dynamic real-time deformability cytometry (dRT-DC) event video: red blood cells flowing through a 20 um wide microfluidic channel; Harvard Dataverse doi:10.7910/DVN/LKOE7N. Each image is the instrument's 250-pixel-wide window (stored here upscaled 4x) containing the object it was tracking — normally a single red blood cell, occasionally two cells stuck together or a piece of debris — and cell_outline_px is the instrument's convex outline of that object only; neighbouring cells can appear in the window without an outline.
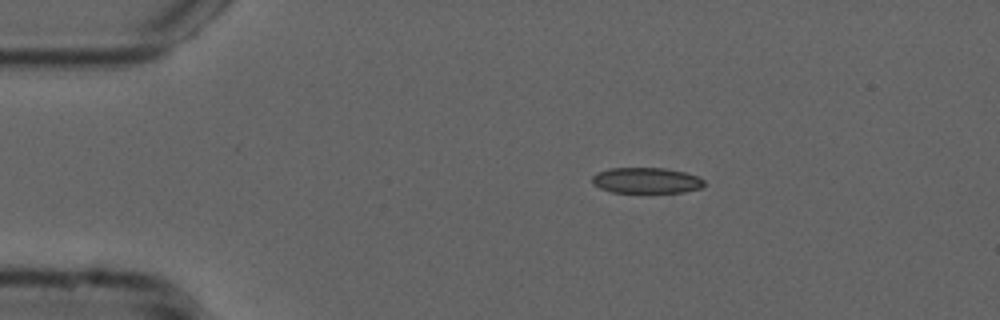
{"species": "common noctule bat (a hibernating species)", "species_latin": "Nyctalus noctula", "temperature_condition": "cold", "stored_images_in_passage": 46, "camera_frame_rate_fps": 3000, "um_per_image_px": 0.085, "animal": {"sex": "male", "forearm_length_mm": 52.5}, "frame": {"image": 1, "passage_image": 1, "time_ms": 0.0, "image_size_px": [1000, 320], "cell_outline_px": [[704, 184], [700, 188], [684, 192], [612, 192], [600, 188], [592, 184], [592, 176], [608, 168], [664, 168], [684, 172], [696, 176], [704, 180]], "centroid_in_image_um": [54.92, 15.34], "position_along_channel_um": 30.1, "area_um2": 16.65}}
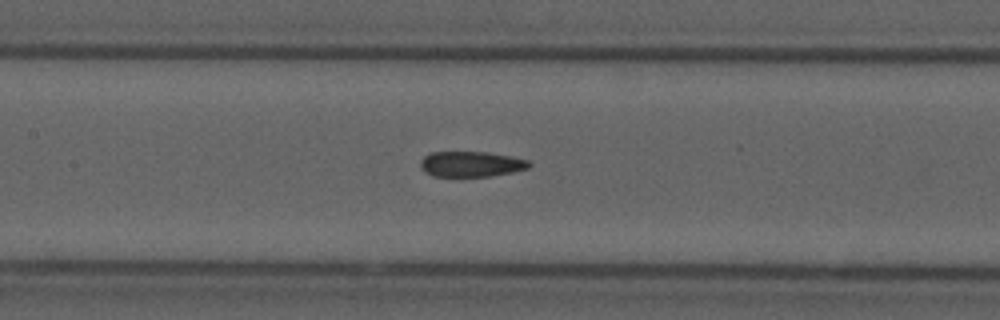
{"frame": {"image": 2, "passage_image": 16, "time_ms": 5.0, "image_size_px": [1000, 320], "cell_outline_px": [[532, 164], [528, 168], [512, 172], [488, 176], [432, 176], [424, 172], [420, 168], [420, 160], [424, 156], [432, 152], [488, 152], [528, 160]], "centroid_in_image_um": [40.0, 13.94], "position_along_channel_um": 167.4, "area_um2": 16.07}}
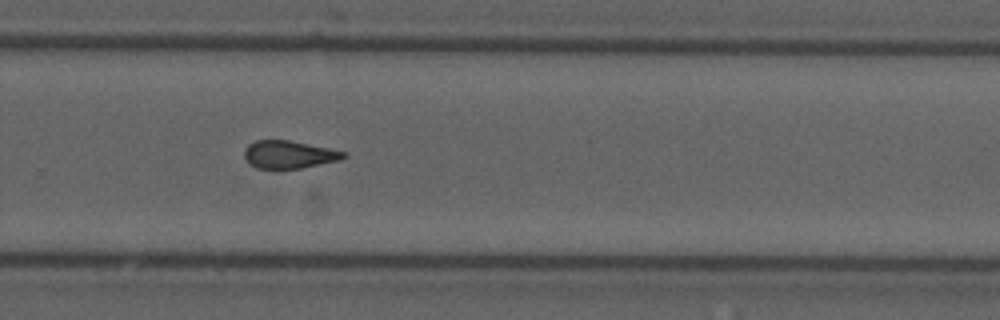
{"frame": {"image": 3, "passage_image": 27, "time_ms": 8.667, "image_size_px": [1000, 320], "cell_outline_px": [[348, 156], [340, 160], [300, 168], [276, 172], [256, 168], [244, 156], [244, 148], [248, 144], [256, 140], [288, 140], [348, 152]], "centroid_in_image_um": [24.55, 13.17], "position_along_channel_um": 305.3, "area_um2": 16.53}, "authors_computed_cell_mechanics": {"area_um2": 16.8776, "velocity_mm_per_s": 3.7767, "shape_relaxation_time_tau1_ms": null, "shape_relaxation_time_tau2_ms": 2.3596, "deformation_change_tau1": null, "deformation_change_tau2": 0.0894}}